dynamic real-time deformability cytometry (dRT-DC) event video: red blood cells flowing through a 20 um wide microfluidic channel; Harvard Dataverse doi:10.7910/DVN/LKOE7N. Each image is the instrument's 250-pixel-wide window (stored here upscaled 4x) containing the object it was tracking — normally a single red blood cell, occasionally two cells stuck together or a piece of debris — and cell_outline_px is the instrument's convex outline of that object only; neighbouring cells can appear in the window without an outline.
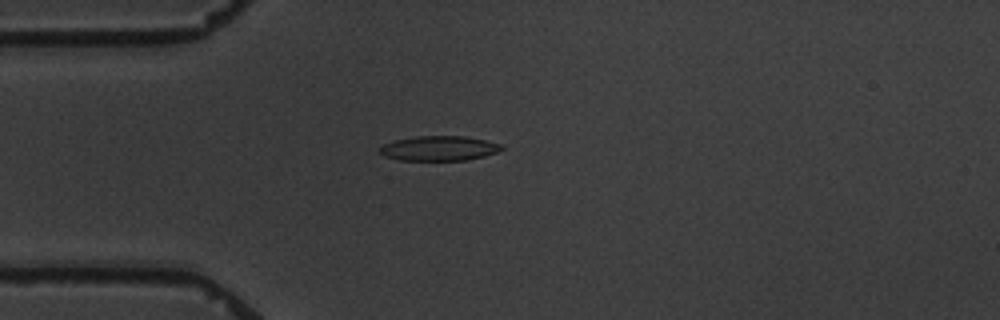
{"species": "common noctule bat (a hibernating species)", "species_latin": "Nyctalus noctula", "temperature_condition": "warm", "stored_images_in_passage": 3, "camera_frame_rate_fps": 3000, "um_per_image_px": 0.085, "animal": {"sex": "male", "body_mass_g": 19.5, "forearm_length_mm": 54.6}, "frame": {"image": 1, "passage_image": 3, "time_ms": 2.333, "image_size_px": [1000, 320], "cell_outline_px": [[504, 148], [496, 152], [484, 156], [464, 160], [400, 160], [384, 156], [376, 152], [376, 148], [384, 144], [396, 140], [416, 136], [464, 136], [484, 140], [500, 144]], "centroid_in_image_um": [37.24, 12.61], "position_along_channel_um": 47.8, "area_um2": 17.57}}